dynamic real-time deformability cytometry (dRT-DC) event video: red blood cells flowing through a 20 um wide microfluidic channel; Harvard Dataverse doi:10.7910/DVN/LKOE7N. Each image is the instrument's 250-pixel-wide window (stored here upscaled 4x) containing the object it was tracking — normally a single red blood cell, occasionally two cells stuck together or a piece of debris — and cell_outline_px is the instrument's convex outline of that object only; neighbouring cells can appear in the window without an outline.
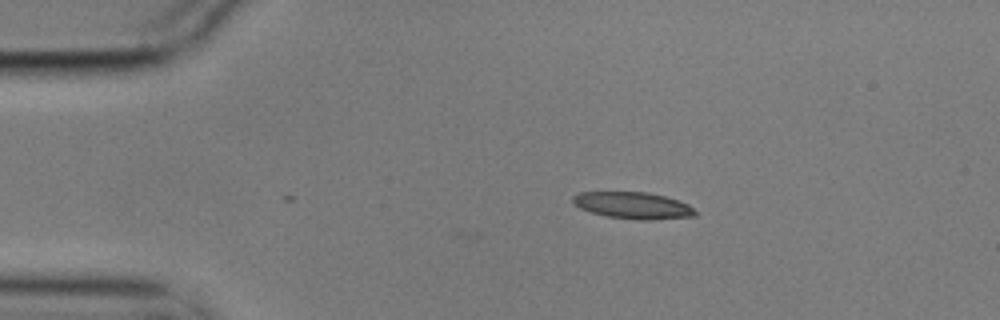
{"species": "common noctule bat (a hibernating species)", "species_latin": "Nyctalus noctula", "temperature_condition": "cold", "stored_images_in_passage": 2, "camera_frame_rate_fps": 3000, "um_per_image_px": 0.085, "animal": {"sex": "male", "body_mass_g": 17.9}, "frame": {"image": 1, "passage_image": 1, "time_ms": 0.0, "image_size_px": [1000, 320], "cell_outline_px": [[696, 216], [648, 220], [640, 220], [604, 216], [580, 208], [572, 204], [572, 196], [580, 192], [648, 192], [664, 196], [688, 204], [696, 212]], "centroid_in_image_um": [53.76, 17.46], "position_along_channel_um": 31.2, "area_um2": 19.02}}